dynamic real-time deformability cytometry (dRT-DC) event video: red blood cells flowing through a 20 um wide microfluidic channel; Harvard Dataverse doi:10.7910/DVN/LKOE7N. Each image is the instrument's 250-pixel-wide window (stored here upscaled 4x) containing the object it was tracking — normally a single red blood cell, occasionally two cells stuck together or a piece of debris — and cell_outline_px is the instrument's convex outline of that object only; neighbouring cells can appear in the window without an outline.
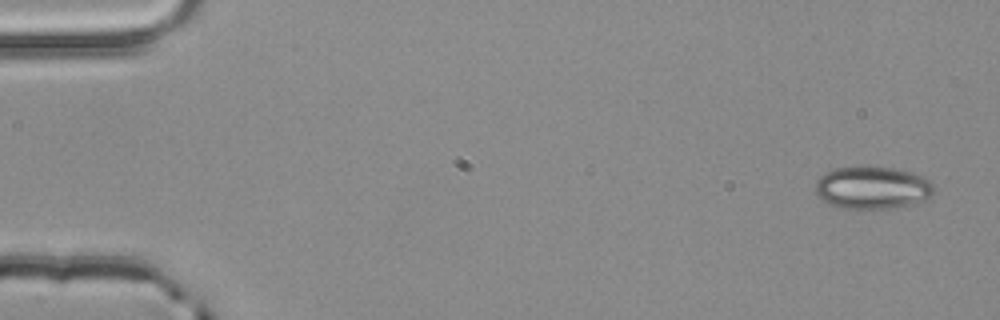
{"species": "common noctule bat (a hibernating species)", "species_latin": "Nyctalus noctula", "temperature_condition": "room temperature", "stored_images_in_passage": 4, "camera_frame_rate_fps": 3000, "um_per_image_px": 0.085, "animal": {"sex": "male", "body_mass_g": 20.4}, "frame": {"image": 1, "passage_image": 1, "time_ms": 0.0, "image_size_px": [1000, 320], "cell_outline_px": [[936, 188], [932, 196], [924, 200], [912, 204], [892, 208], [840, 208], [828, 204], [816, 192], [816, 180], [824, 172], [836, 168], [892, 168], [912, 172], [924, 176]], "centroid_in_image_um": [74.18, 15.97], "position_along_channel_um": 10.8, "area_um2": 29.13}}